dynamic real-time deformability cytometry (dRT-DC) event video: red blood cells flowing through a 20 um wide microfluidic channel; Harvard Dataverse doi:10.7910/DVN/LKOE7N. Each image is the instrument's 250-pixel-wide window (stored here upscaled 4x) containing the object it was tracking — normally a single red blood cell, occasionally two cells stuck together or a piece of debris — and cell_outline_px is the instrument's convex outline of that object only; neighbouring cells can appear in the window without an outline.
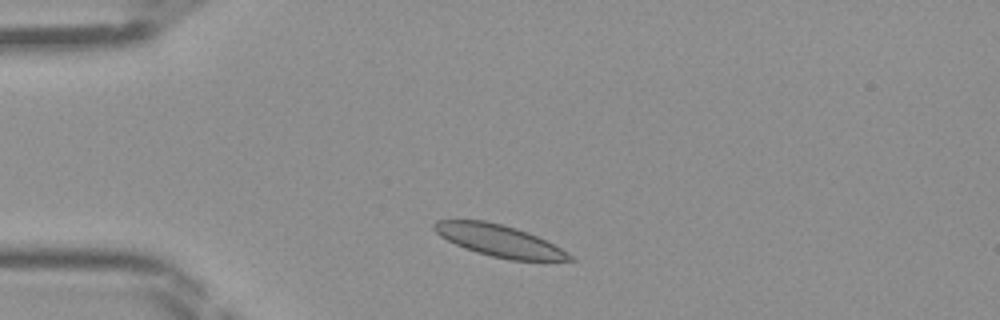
{"species": "Egyptian fruit bat (a non-hibernating species)", "species_latin": "Rousettus aegyptiacus", "temperature_condition": "room temperature", "stored_images_in_passage": 36, "camera_frame_rate_fps": 3000, "um_per_image_px": 0.085, "frame": {"image": 1, "passage_image": 1, "time_ms": 0.0, "image_size_px": [1000, 320], "cell_outline_px": [[576, 260], [508, 260], [476, 252], [464, 248], [440, 236], [432, 228], [432, 224], [436, 220], [484, 220], [516, 228], [528, 232], [568, 252]], "centroid_in_image_um": [42.39, 20.45], "position_along_channel_um": 42.6, "area_um2": 24.8}}
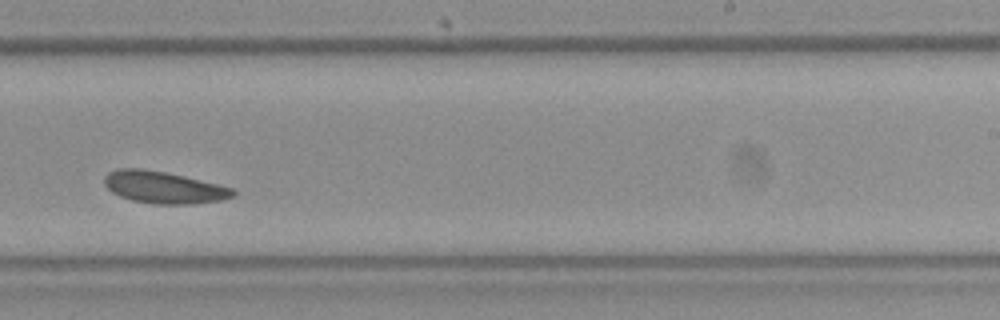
{"frame": {"image": 2, "passage_image": 19, "time_ms": 6.0, "image_size_px": [1000, 320], "cell_outline_px": [[236, 192], [232, 196], [224, 200], [192, 204], [152, 204], [132, 200], [120, 196], [112, 192], [104, 184], [104, 176], [108, 172], [116, 168], [140, 168], [164, 172], [184, 176], [232, 188]], "centroid_in_image_um": [13.88, 15.93], "position_along_channel_um": 275.1, "area_um2": 23.93}}
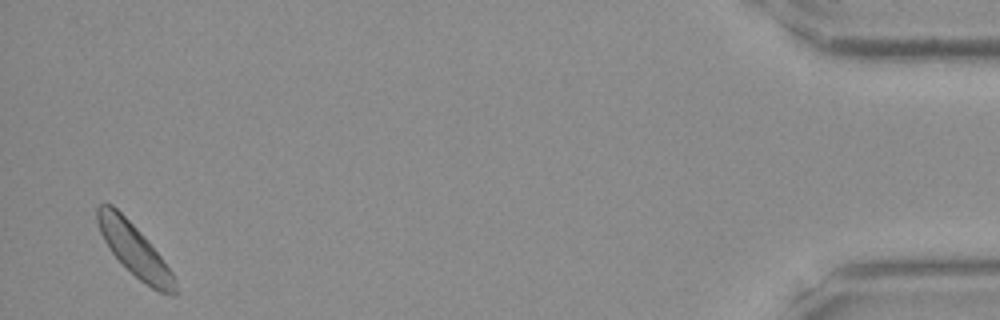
{"frame": {"image": 3, "passage_image": 35, "time_ms": 11.333, "image_size_px": [1000, 320], "cell_outline_px": [[176, 292], [172, 296], [160, 292], [144, 284], [112, 252], [104, 240], [100, 232], [96, 220], [96, 208], [100, 204], [112, 204], [144, 236], [160, 256], [172, 272], [176, 280]], "centroid_in_image_um": [11.42, 21.25], "position_along_channel_um": 423.8, "area_um2": 23.0}}